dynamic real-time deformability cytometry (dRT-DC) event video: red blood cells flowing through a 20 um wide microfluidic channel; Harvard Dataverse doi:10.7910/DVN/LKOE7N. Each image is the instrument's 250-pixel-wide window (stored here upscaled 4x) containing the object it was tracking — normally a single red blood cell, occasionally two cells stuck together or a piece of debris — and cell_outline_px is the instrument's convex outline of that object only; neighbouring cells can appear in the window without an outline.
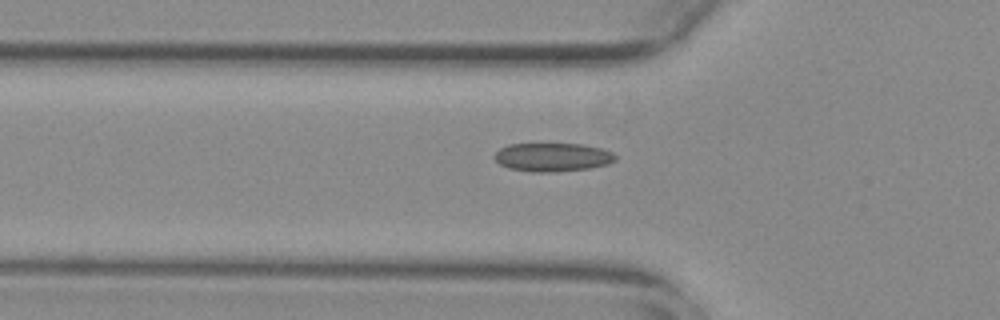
{"species": "common noctule bat (a hibernating species)", "species_latin": "Nyctalus noctula", "temperature_condition": "warm", "stored_images_in_passage": 25, "camera_frame_rate_fps": 3000, "um_per_image_px": 0.085, "animal": {"sex": "female", "body_mass_g": 29.2, "forearm_length_mm": 56.3}, "frame": {"image": 1, "passage_image": 2, "time_ms": 0.333, "image_size_px": [1000, 320], "cell_outline_px": [[616, 160], [608, 164], [588, 168], [552, 172], [532, 172], [508, 168], [500, 164], [492, 156], [500, 148], [508, 144], [584, 144], [600, 148], [612, 152], [616, 156]], "centroid_in_image_um": [46.95, 13.36], "position_along_channel_um": 78.9, "area_um2": 20.11}}
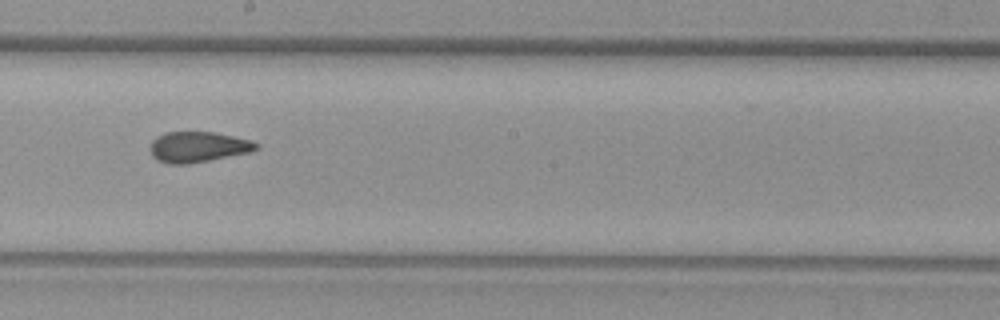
{"frame": {"image": 2, "passage_image": 14, "time_ms": 4.333, "image_size_px": [1000, 320], "cell_outline_px": [[260, 148], [248, 152], [188, 164], [168, 164], [156, 160], [152, 156], [148, 148], [152, 140], [156, 136], [164, 132], [216, 132], [252, 140], [260, 144]], "centroid_in_image_um": [16.79, 12.48], "position_along_channel_um": 231.4, "area_um2": 19.13}}
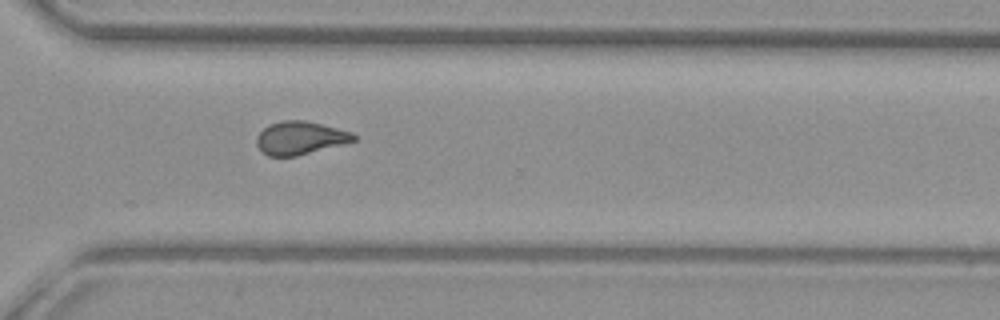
{"frame": {"image": 3, "passage_image": 23, "time_ms": 7.333, "image_size_px": [1000, 320], "cell_outline_px": [[356, 140], [296, 156], [268, 156], [256, 144], [256, 136], [268, 124], [284, 120], [308, 120], [352, 132], [356, 136]], "centroid_in_image_um": [25.5, 11.71], "position_along_channel_um": 345.1, "area_um2": 18.61}, "authors_computed_cell_mechanics": {"area_um2": 19.1318, "velocity_mm_per_s": 3.7938, "shape_relaxation_time_tau1_ms": null, "shape_relaxation_time_tau2_ms": 1.7098, "deformation_change_tau1": null, "deformation_change_tau2": 0.0782}}